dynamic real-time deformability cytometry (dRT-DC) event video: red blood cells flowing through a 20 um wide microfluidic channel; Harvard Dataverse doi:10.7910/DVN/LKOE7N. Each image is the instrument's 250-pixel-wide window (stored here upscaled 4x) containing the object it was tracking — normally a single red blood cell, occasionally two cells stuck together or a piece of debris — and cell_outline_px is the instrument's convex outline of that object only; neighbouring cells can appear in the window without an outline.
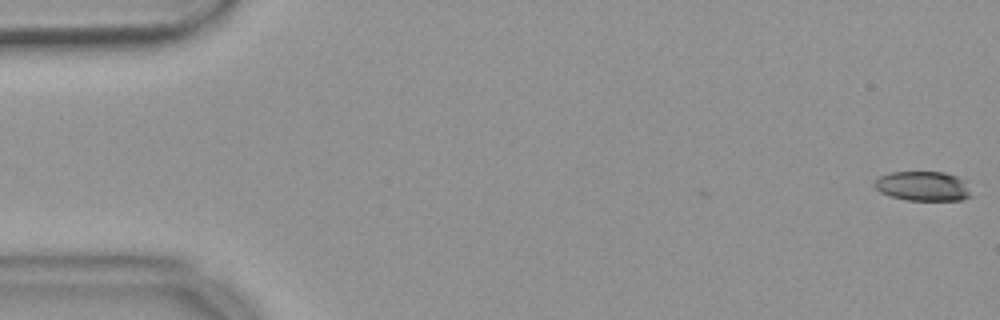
{"species": "common noctule bat (a hibernating species)", "species_latin": "Nyctalus noctula", "temperature_condition": "warm", "stored_images_in_passage": 47, "camera_frame_rate_fps": 3000, "um_per_image_px": 0.085, "animal": {"sex": "female", "body_mass_g": 18.4}, "frame": {"image": 1, "passage_image": 1, "time_ms": 0.0, "image_size_px": [1000, 320], "cell_outline_px": [[972, 196], [960, 200], [908, 200], [892, 196], [880, 192], [872, 184], [880, 176], [888, 172], [944, 172], [956, 176], [964, 180]], "centroid_in_image_um": [78.44, 15.81], "position_along_channel_um": 6.6, "area_um2": 16.59}}
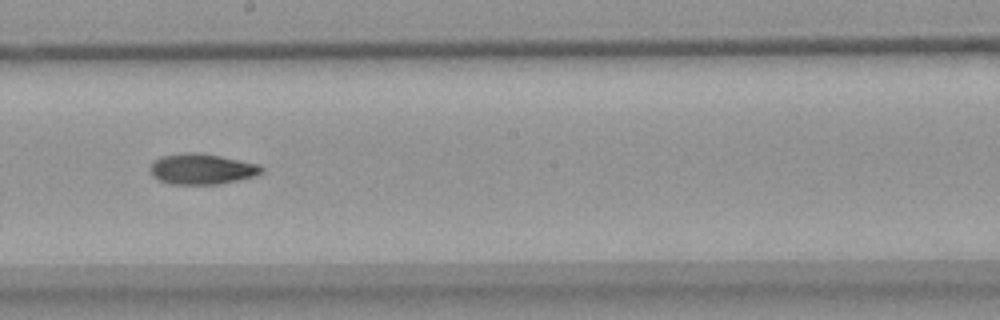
{"frame": {"image": 2, "passage_image": 31, "time_ms": 10.0, "image_size_px": [1000, 320], "cell_outline_px": [[264, 172], [252, 176], [220, 184], [172, 184], [160, 180], [148, 168], [152, 160], [160, 156], [184, 152], [200, 152], [260, 164], [264, 168]], "centroid_in_image_um": [17.14, 14.34], "position_along_channel_um": 231.1, "area_um2": 19.94}}
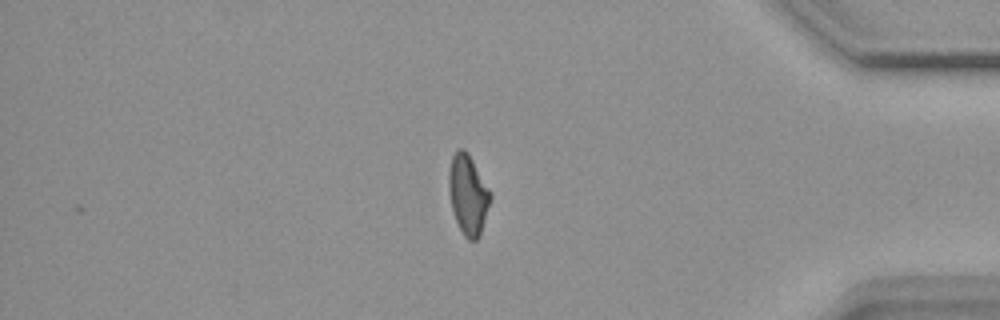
{"frame": {"image": 3, "passage_image": 47, "time_ms": 15.333, "image_size_px": [1000, 320], "cell_outline_px": [[492, 196], [480, 236], [476, 240], [468, 240], [464, 236], [456, 220], [452, 208], [448, 188], [448, 172], [452, 156], [456, 148], [464, 148], [468, 152], [492, 192]], "centroid_in_image_um": [39.79, 16.5], "position_along_channel_um": 395.4, "area_um2": 19.59}}